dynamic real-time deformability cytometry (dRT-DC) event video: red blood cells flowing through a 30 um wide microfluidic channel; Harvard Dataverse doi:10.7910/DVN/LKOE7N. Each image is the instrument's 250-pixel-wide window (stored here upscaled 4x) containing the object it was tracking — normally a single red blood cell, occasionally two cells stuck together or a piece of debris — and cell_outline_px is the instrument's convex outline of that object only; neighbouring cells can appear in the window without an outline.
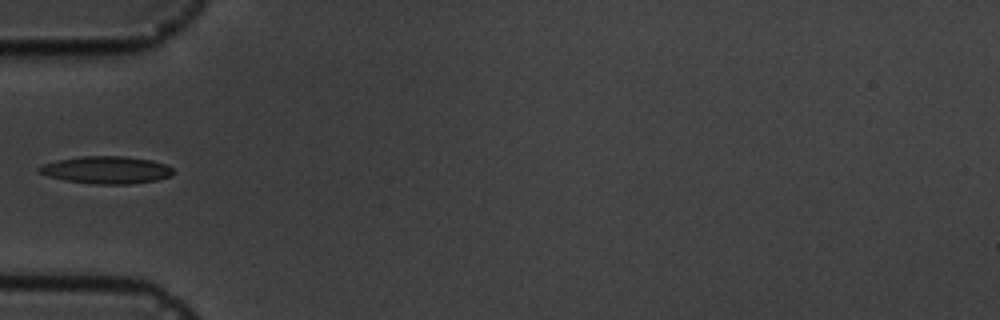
{"species": "common noctule bat (a hibernating species)", "species_latin": "Nyctalus noctula", "temperature_condition": "cold", "stored_images_in_passage": 16, "camera_frame_rate_fps": 3000, "um_per_image_px": 0.085, "animal": {"sex": "male", "body_mass_g": 19.5, "forearm_length_mm": 54.6}, "frame": {"image": 1, "passage_image": 6, "time_ms": 5.667, "image_size_px": [1000, 320], "cell_outline_px": [[172, 176], [156, 180], [132, 184], [92, 184], [64, 180], [48, 176], [40, 172], [36, 168], [44, 164], [60, 160], [84, 156], [124, 156], [152, 160], [164, 164], [172, 168]], "centroid_in_image_um": [9.06, 14.45], "position_along_channel_um": 75.9, "area_um2": 21.27}}
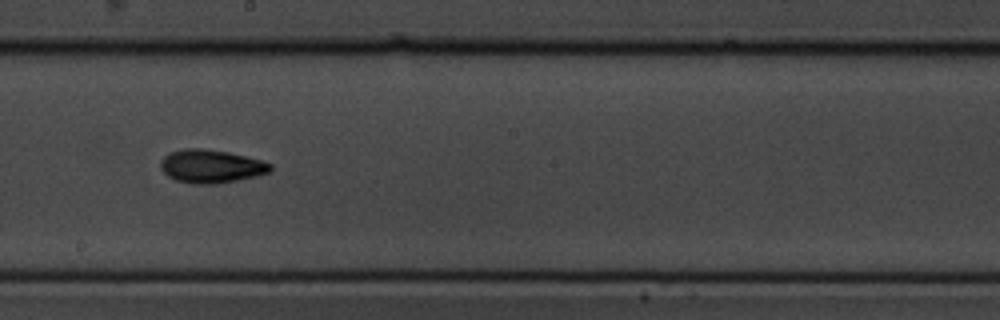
{"frame": {"image": 2, "passage_image": 10, "time_ms": 10.0, "image_size_px": [1000, 320], "cell_outline_px": [[272, 168], [268, 172], [256, 176], [216, 184], [192, 184], [176, 180], [168, 176], [160, 168], [160, 160], [168, 152], [184, 148], [200, 148], [228, 152], [264, 160], [272, 164]], "centroid_in_image_um": [17.92, 14.12], "position_along_channel_um": 230.3, "area_um2": 21.44}}
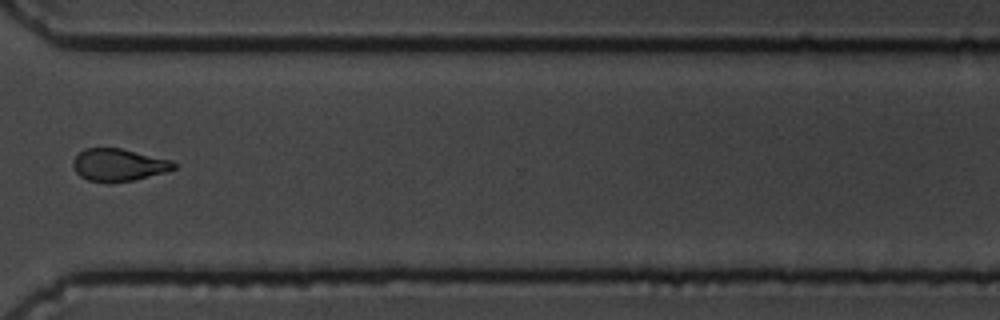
{"frame": {"image": 3, "passage_image": 13, "time_ms": 13.667, "image_size_px": [1000, 320], "cell_outline_px": [[176, 168], [164, 172], [132, 180], [88, 180], [80, 176], [76, 172], [72, 164], [72, 160], [84, 148], [120, 148], [172, 160], [176, 164]], "centroid_in_image_um": [10.07, 13.98], "position_along_channel_um": 360.5, "area_um2": 18.44}, "authors_computed_cell_mechanics": {"area_um2": 20.6346, "velocity_mm_per_s": 3.5644, "shape_relaxation_time_tau1_ms": 3.5339, "shape_relaxation_time_tau2_ms": null, "deformation_change_tau1": 0.1216, "deformation_change_tau2": null}}